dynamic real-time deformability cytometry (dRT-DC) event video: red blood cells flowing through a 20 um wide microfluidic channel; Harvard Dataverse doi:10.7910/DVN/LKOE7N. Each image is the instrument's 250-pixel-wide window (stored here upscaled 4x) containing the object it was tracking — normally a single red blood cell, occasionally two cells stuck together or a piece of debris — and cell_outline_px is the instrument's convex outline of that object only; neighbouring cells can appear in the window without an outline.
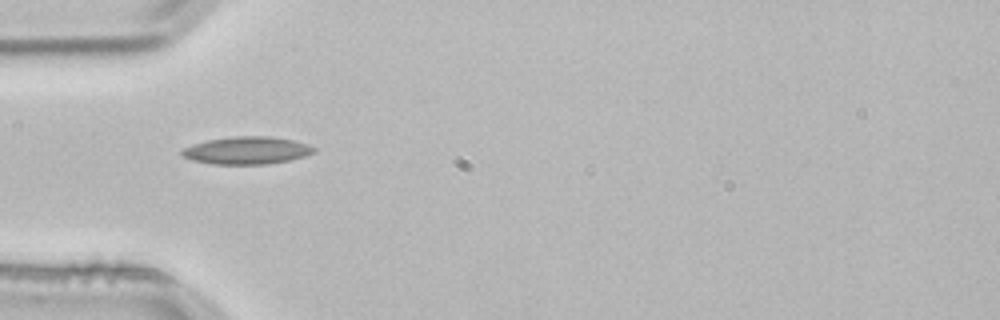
{"species": "common noctule bat (a hibernating species)", "species_latin": "Nyctalus noctula", "temperature_condition": "room temperature", "stored_images_in_passage": 3, "camera_frame_rate_fps": 3000, "um_per_image_px": 0.085, "animal": {"sex": "male", "body_mass_g": 21.5, "forearm_length_mm": 52.0}, "frame": {"image": 1, "passage_image": 3, "time_ms": 0.667, "image_size_px": [1000, 320], "cell_outline_px": [[316, 152], [304, 156], [288, 160], [268, 164], [212, 164], [192, 160], [184, 156], [180, 152], [184, 148], [192, 144], [208, 140], [236, 136], [268, 136], [292, 140], [308, 144], [316, 148]], "centroid_in_image_um": [20.99, 12.79], "position_along_channel_um": 64.0, "area_um2": 21.04}}